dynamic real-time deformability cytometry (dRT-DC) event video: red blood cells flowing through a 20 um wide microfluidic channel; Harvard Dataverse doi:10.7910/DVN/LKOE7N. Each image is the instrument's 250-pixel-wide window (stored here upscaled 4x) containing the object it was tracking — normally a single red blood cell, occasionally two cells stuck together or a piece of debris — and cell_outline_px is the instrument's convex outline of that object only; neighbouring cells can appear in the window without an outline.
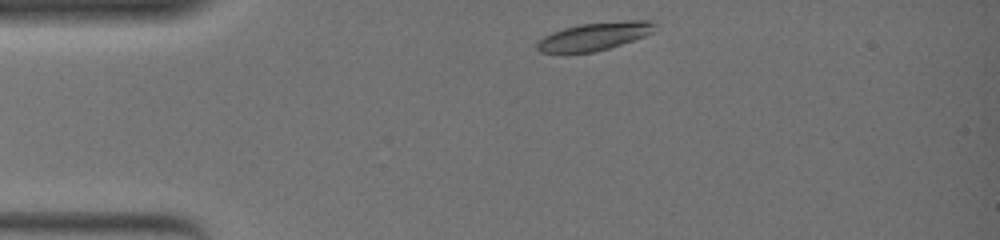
{"species": "common noctule bat (a hibernating species)", "species_latin": "Nyctalus noctula", "temperature_condition": "warm", "stored_images_in_passage": 36, "camera_frame_rate_fps": 3000, "um_per_image_px": 0.085, "animal": {"sex": "female", "body_mass_g": 19.0, "forearm_length_mm": 51.5}, "frame": {"image": 1, "passage_image": 1, "time_ms": 0.0, "image_size_px": [1000, 240], "cell_outline_px": [[656, 24], [652, 32], [644, 36], [596, 52], [540, 52], [536, 48], [536, 44], [544, 36], [552, 32], [564, 28], [580, 24], [628, 20], [652, 20]], "centroid_in_image_um": [50.53, 3.07], "position_along_channel_um": 34.5, "area_um2": 18.9}}
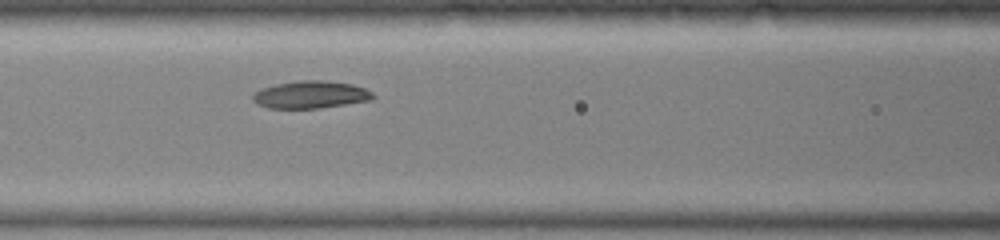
{"frame": {"image": 2, "passage_image": 13, "time_ms": 4.0, "image_size_px": [1000, 240], "cell_outline_px": [[376, 96], [372, 100], [320, 108], [268, 108], [252, 100], [252, 96], [256, 92], [264, 88], [276, 84], [296, 80], [324, 80], [352, 84], [364, 88], [372, 92]], "centroid_in_image_um": [26.45, 8.04], "position_along_channel_um": 140.2, "area_um2": 19.13}}
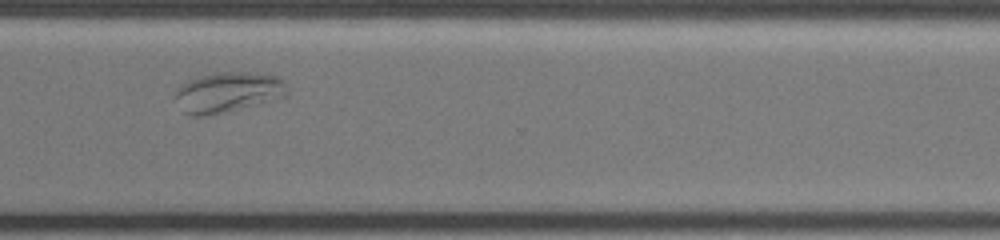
{"frame": {"image": 3, "passage_image": 30, "time_ms": 9.667, "image_size_px": [1000, 240], "cell_outline_px": [[288, 96], [272, 100], [220, 112], [200, 116], [188, 116], [184, 112], [176, 96], [176, 88], [180, 84], [188, 80], [200, 76], [216, 72], [256, 72], [280, 76], [284, 80], [288, 88]], "centroid_in_image_um": [19.42, 7.8], "position_along_channel_um": 351.2, "area_um2": 26.13}}